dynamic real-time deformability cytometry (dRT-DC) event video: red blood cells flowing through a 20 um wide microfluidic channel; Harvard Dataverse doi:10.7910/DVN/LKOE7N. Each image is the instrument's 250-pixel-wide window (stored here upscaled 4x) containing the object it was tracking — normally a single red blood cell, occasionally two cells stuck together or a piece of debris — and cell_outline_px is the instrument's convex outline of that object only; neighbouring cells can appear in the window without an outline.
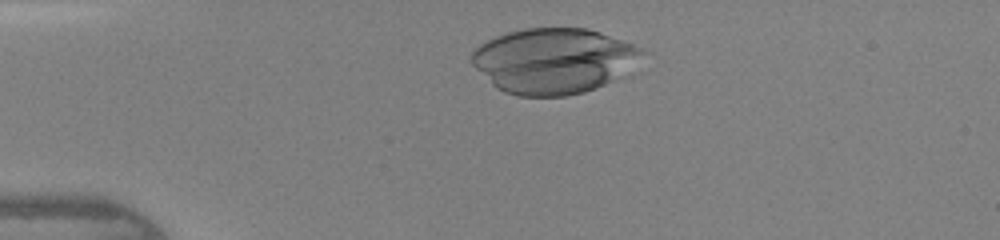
{"species": "human", "species_latin": "Homo sapiens", "temperature_condition": "warm", "stored_images_in_passage": 32, "camera_frame_rate_fps": 3000, "um_per_image_px": 0.085, "donor": {"sex": "female"}, "frame": {"image": 1, "passage_image": 5, "time_ms": 1.333, "image_size_px": [1000, 240], "cell_outline_px": [[640, 52], [620, 76], [596, 88], [584, 92], [564, 96], [520, 96], [504, 92], [496, 88], [472, 64], [472, 52], [480, 44], [496, 36], [508, 32], [524, 28], [588, 28], [600, 32], [632, 44]], "centroid_in_image_um": [46.95, 5.17], "position_along_channel_um": 38.1, "area_um2": 63.7}}